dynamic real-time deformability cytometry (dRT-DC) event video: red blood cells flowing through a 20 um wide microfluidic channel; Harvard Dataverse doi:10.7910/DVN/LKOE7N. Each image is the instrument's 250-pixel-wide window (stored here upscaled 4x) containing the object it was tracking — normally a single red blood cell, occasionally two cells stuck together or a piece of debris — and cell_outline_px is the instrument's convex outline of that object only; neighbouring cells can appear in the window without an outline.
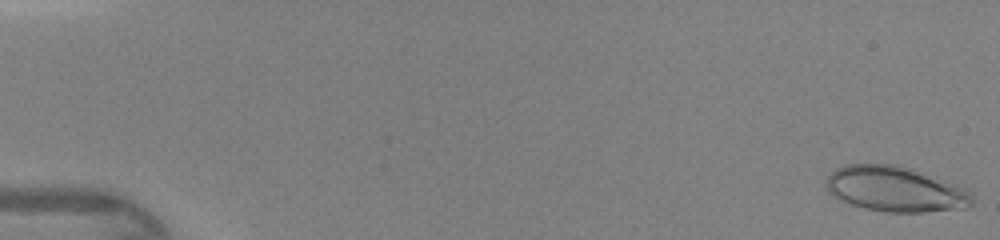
{"species": "human", "species_latin": "Homo sapiens", "temperature_condition": "warm", "stored_images_in_passage": 46, "camera_frame_rate_fps": 3000, "um_per_image_px": 0.085, "donor": {"sex": "female"}, "frame": {"image": 1, "passage_image": 1, "time_ms": 0.0, "image_size_px": [1000, 240], "cell_outline_px": [[972, 204], [964, 208], [924, 212], [888, 212], [864, 208], [852, 204], [832, 196], [828, 192], [824, 184], [828, 176], [836, 168], [848, 164], [896, 164], [912, 168], [936, 176], [968, 188], [972, 192]], "centroid_in_image_um": [76.13, 16.06], "position_along_channel_um": 8.9, "area_um2": 38.96}}
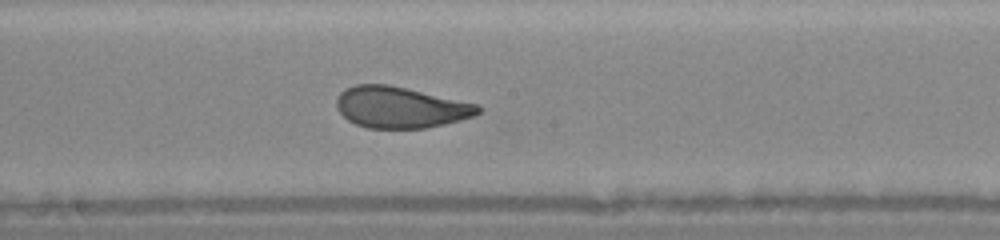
{"frame": {"image": 2, "passage_image": 26, "time_ms": 8.333, "image_size_px": [1000, 240], "cell_outline_px": [[480, 112], [472, 116], [460, 120], [444, 124], [424, 128], [368, 128], [356, 124], [348, 120], [336, 108], [336, 100], [340, 92], [356, 84], [388, 84], [476, 104], [480, 108]], "centroid_in_image_um": [33.99, 9.12], "position_along_channel_um": 214.2, "area_um2": 33.58}}
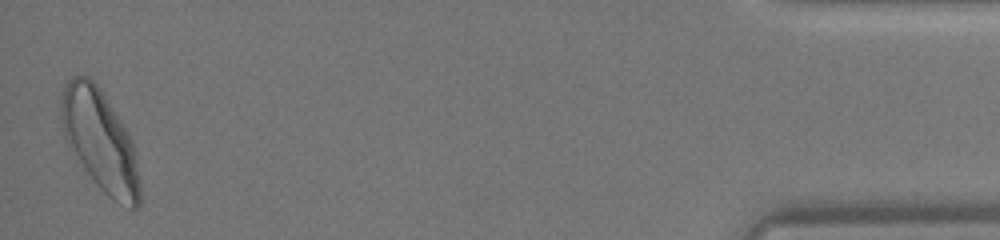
{"frame": {"image": 3, "passage_image": 46, "time_ms": 15.0, "image_size_px": [1000, 240], "cell_outline_px": [[140, 204], [136, 208], [128, 208], [108, 196], [100, 188], [84, 168], [64, 136], [60, 116], [60, 100], [64, 84], [72, 76], [88, 76], [100, 88], [124, 128], [132, 144], [140, 188]], "centroid_in_image_um": [8.46, 11.92], "position_along_channel_um": 426.7, "area_um2": 45.08}}